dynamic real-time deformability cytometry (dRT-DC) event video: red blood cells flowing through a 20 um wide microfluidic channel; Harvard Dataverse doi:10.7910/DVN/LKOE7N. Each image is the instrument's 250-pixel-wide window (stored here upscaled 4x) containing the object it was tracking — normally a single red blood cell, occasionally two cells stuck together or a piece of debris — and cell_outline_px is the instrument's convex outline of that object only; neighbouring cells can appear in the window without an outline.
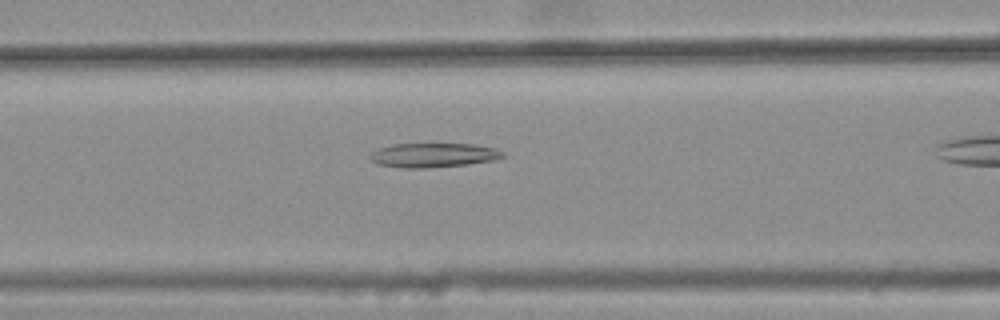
{"species": "common noctule bat (a hibernating species)", "species_latin": "Nyctalus noctula", "temperature_condition": "warm", "stored_images_in_passage": 28, "camera_frame_rate_fps": 3000, "um_per_image_px": 0.085, "animal": {"sex": "female", "body_mass_g": 25.1}, "frame": {"image": 1, "passage_image": 7, "time_ms": 2.0, "image_size_px": [1000, 320], "cell_outline_px": [[504, 156], [492, 160], [464, 164], [428, 168], [400, 168], [380, 164], [372, 160], [368, 156], [376, 148], [392, 144], [476, 144], [496, 148], [504, 152]], "centroid_in_image_um": [36.81, 13.18], "position_along_channel_um": 129.8, "area_um2": 18.73}}
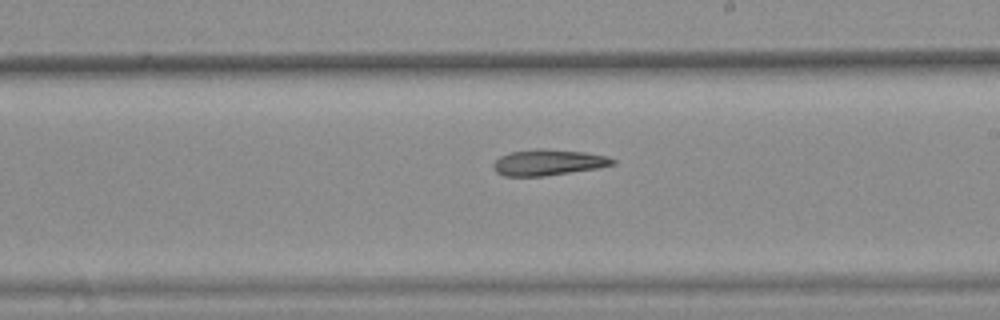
{"frame": {"image": 2, "passage_image": 16, "time_ms": 5.0, "image_size_px": [1000, 320], "cell_outline_px": [[616, 164], [600, 168], [544, 176], [504, 176], [496, 172], [492, 168], [492, 164], [500, 156], [512, 152], [536, 148], [540, 148], [584, 152], [608, 156], [616, 160]], "centroid_in_image_um": [46.62, 13.81], "position_along_channel_um": 242.4, "area_um2": 18.21}}
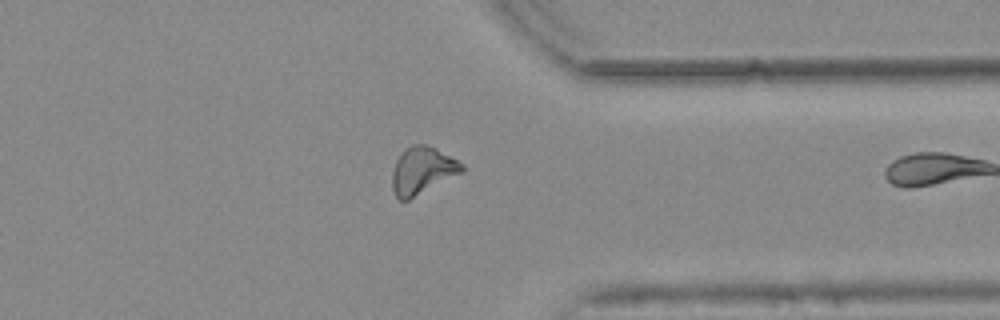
{"frame": {"image": 3, "passage_image": 27, "time_ms": 8.667, "image_size_px": [1000, 320], "cell_outline_px": [[464, 172], [408, 200], [400, 200], [396, 196], [392, 188], [392, 172], [396, 160], [404, 148], [412, 144], [424, 144], [436, 148], [464, 164]], "centroid_in_image_um": [35.9, 14.49], "position_along_channel_um": 375.5, "area_um2": 19.25}}